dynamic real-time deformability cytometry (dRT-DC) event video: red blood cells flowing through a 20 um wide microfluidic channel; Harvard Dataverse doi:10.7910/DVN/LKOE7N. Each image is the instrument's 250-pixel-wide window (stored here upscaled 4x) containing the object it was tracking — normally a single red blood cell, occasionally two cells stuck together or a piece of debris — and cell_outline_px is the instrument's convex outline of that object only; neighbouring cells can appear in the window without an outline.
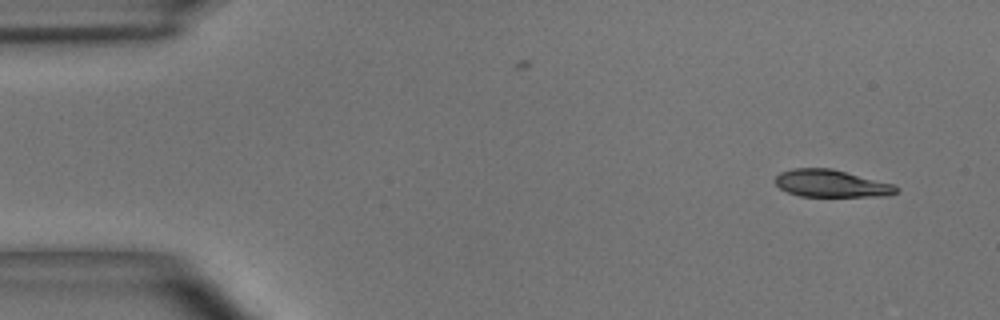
{"species": "common noctule bat (a hibernating species)", "species_latin": "Nyctalus noctula", "temperature_condition": "room temperature", "stored_images_in_passage": 51, "camera_frame_rate_fps": 3000, "um_per_image_px": 0.085, "animal": {"sex": "male", "body_mass_g": 15.6}, "frame": {"image": 1, "passage_image": 1, "time_ms": 0.0, "image_size_px": [1000, 320], "cell_outline_px": [[900, 188], [896, 192], [888, 196], [800, 196], [788, 192], [780, 188], [772, 180], [780, 172], [792, 168], [832, 168], [892, 184]], "centroid_in_image_um": [70.62, 15.59], "position_along_channel_um": 14.4, "area_um2": 19.25}}
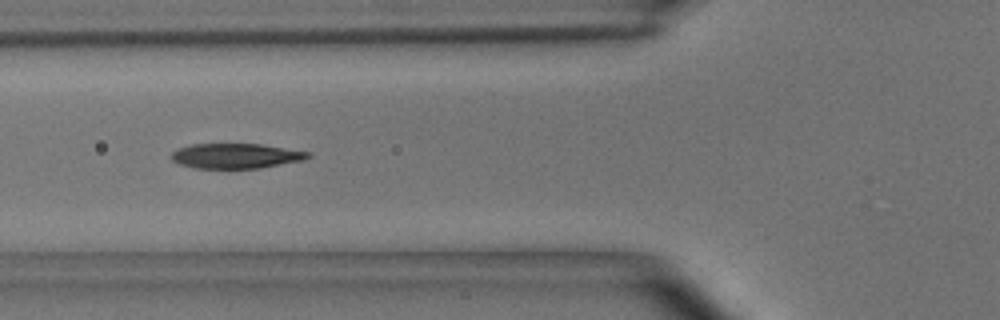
{"frame": {"image": 2, "passage_image": 17, "time_ms": 5.333, "image_size_px": [1000, 320], "cell_outline_px": [[312, 156], [304, 160], [260, 168], [192, 168], [180, 164], [172, 160], [172, 152], [180, 148], [192, 144], [260, 144], [308, 152]], "centroid_in_image_um": [20.05, 13.26], "position_along_channel_um": 105.8, "area_um2": 19.71}}
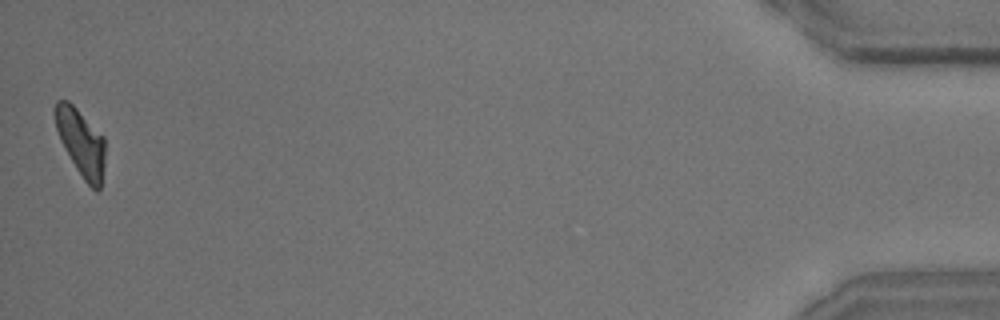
{"frame": {"image": 3, "passage_image": 51, "time_ms": 16.667, "image_size_px": [1000, 320], "cell_outline_px": [[104, 164], [100, 188], [96, 192], [84, 180], [76, 168], [64, 148], [60, 140], [56, 128], [52, 112], [56, 100], [68, 100], [104, 136]], "centroid_in_image_um": [6.85, 12.08], "position_along_channel_um": 428.3, "area_um2": 19.54}, "authors_computed_cell_mechanics": {"area_um2": 20.6346, "velocity_mm_per_s": 3.6481, "shape_relaxation_time_tau1_ms": 5.6787, "shape_relaxation_time_tau2_ms": 2.0337, "deformation_change_tau1": 0.1767, "deformation_change_tau2": 0.0719}}